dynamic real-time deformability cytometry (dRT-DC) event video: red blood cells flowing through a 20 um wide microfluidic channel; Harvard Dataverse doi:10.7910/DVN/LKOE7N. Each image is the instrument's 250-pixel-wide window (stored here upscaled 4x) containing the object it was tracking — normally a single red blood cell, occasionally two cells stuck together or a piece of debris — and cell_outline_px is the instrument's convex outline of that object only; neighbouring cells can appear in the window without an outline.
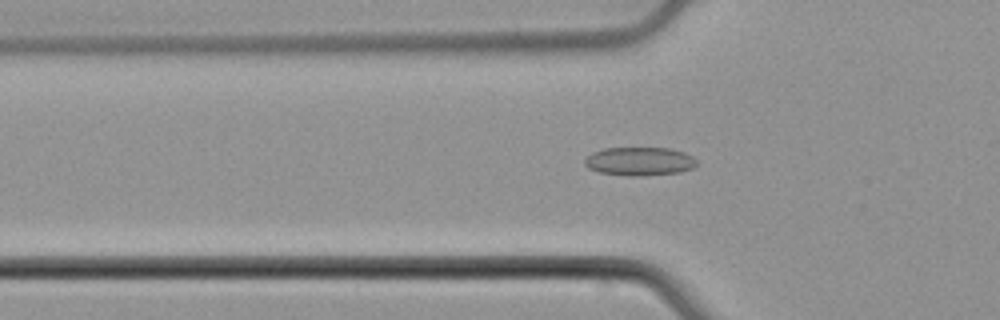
{"species": "common noctule bat (a hibernating species)", "species_latin": "Nyctalus noctula", "temperature_condition": "cold", "stored_images_in_passage": 54, "camera_frame_rate_fps": 3000, "um_per_image_px": 0.085, "animal": {"sex": "male", "body_mass_g": 21.5, "forearm_length_mm": 52.0}, "frame": {"image": 1, "passage_image": 18, "time_ms": 5.667, "image_size_px": [1000, 320], "cell_outline_px": [[696, 164], [692, 168], [680, 172], [640, 176], [632, 176], [600, 172], [588, 168], [584, 164], [584, 160], [592, 152], [604, 148], [668, 148], [684, 152], [692, 156], [696, 160]], "centroid_in_image_um": [54.35, 13.71], "position_along_channel_um": 71.5, "area_um2": 18.5}}
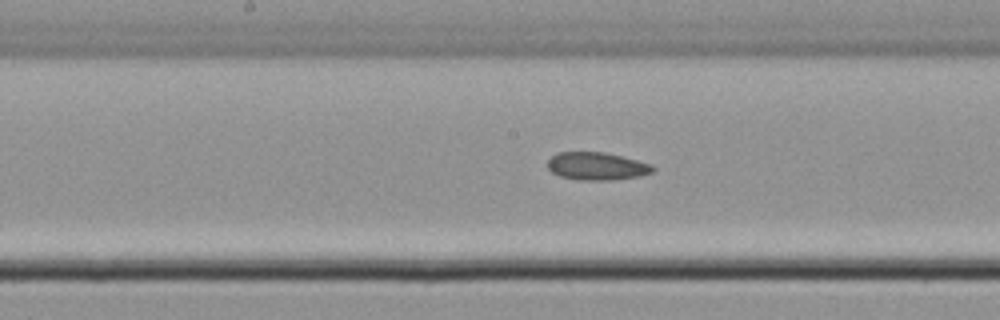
{"frame": {"image": 2, "passage_image": 28, "time_ms": 9.0, "image_size_px": [1000, 320], "cell_outline_px": [[656, 168], [652, 172], [640, 176], [612, 180], [576, 180], [560, 176], [552, 172], [548, 168], [548, 160], [556, 152], [604, 152], [652, 164]], "centroid_in_image_um": [50.72, 14.13], "position_along_channel_um": 197.5, "area_um2": 17.05}}
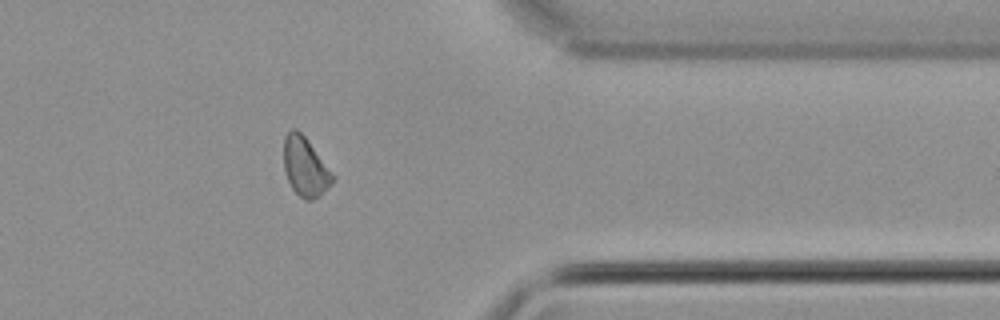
{"frame": {"image": 3, "passage_image": 44, "time_ms": 14.333, "image_size_px": [1000, 320], "cell_outline_px": [[336, 176], [332, 184], [320, 196], [312, 200], [304, 200], [292, 188], [288, 180], [284, 168], [284, 136], [292, 128], [296, 128], [304, 136]], "centroid_in_image_um": [25.96, 14.2], "position_along_channel_um": 385.4, "area_um2": 16.82}}